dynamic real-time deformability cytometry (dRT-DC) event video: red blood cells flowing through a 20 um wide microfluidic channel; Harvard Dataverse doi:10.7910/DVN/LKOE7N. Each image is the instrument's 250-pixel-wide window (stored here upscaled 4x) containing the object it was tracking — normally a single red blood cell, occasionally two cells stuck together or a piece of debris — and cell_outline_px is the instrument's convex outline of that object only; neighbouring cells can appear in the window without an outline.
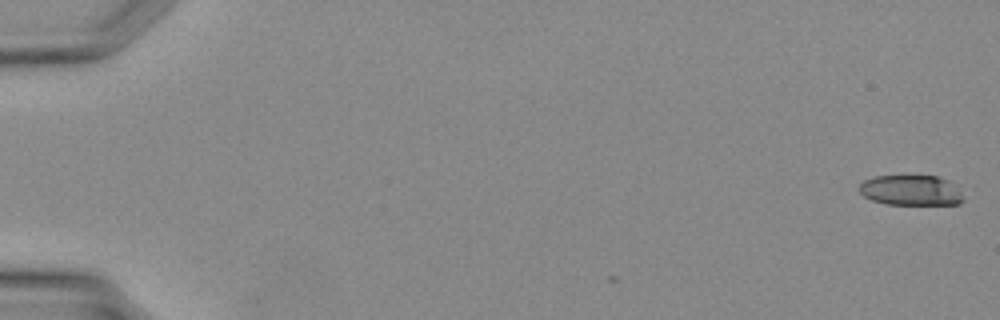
{"species": "Egyptian fruit bat (a non-hibernating species)", "species_latin": "Rousettus aegyptiacus", "temperature_condition": "warm", "stored_images_in_passage": 4, "camera_frame_rate_fps": 3000, "um_per_image_px": 0.085, "animal": {"sex": "female"}, "frame": {"image": 1, "passage_image": 1, "time_ms": 0.0, "image_size_px": [1000, 320], "cell_outline_px": [[964, 200], [960, 204], [884, 204], [872, 200], [864, 196], [860, 192], [860, 184], [864, 180], [876, 176], [936, 176], [948, 180], [964, 196]], "centroid_in_image_um": [77.43, 16.18], "position_along_channel_um": 7.6, "area_um2": 18.26}}